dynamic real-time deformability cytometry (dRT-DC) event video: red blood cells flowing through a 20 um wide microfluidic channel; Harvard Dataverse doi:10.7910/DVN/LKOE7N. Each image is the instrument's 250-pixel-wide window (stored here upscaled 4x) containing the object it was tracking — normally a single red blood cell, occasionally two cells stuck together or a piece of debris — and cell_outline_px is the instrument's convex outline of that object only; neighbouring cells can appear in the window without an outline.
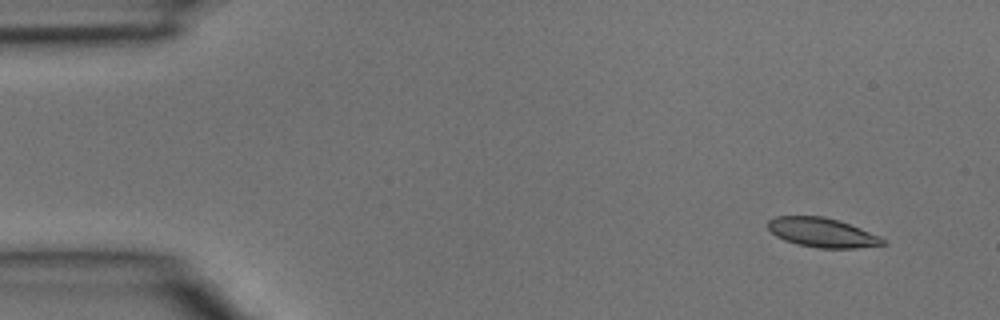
{"species": "common noctule bat (a hibernating species)", "species_latin": "Nyctalus noctula", "temperature_condition": "room temperature", "stored_images_in_passage": 4, "segment_of_instrument_passage": [1, 2], "camera_frame_rate_fps": 3000, "um_per_image_px": 0.085, "animal": {"sex": "male", "body_mass_g": 15.6}, "frame": {"image": 1, "passage_image": 1, "time_ms": 0.0, "image_size_px": [1000, 320], "cell_outline_px": [[888, 244], [856, 248], [820, 248], [796, 244], [784, 240], [776, 236], [768, 228], [768, 220], [776, 216], [824, 216], [840, 220], [880, 236], [888, 240]], "centroid_in_image_um": [69.92, 19.77], "position_along_channel_um": 15.1, "area_um2": 19.83}}